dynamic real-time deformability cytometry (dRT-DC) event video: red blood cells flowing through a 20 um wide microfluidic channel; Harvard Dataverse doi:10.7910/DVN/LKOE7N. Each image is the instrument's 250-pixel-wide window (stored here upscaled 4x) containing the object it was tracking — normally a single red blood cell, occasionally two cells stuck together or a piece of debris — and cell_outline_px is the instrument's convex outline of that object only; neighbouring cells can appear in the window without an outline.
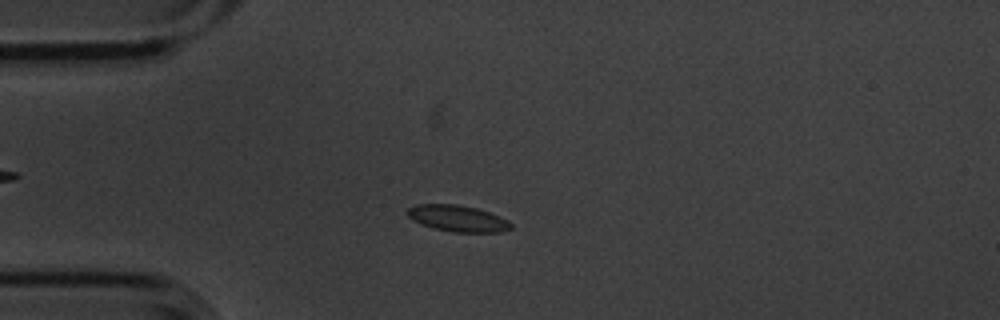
{"species": "common noctule bat (a hibernating species)", "species_latin": "Nyctalus noctula", "temperature_condition": "cold", "stored_images_in_passage": 55, "camera_frame_rate_fps": 3000, "um_per_image_px": 0.085, "animal": {"sex": "male", "body_mass_g": 20.1, "forearm_length_mm": 53.5}, "frame": {"image": 1, "passage_image": 13, "time_ms": 4.0, "image_size_px": [1000, 320], "cell_outline_px": [[512, 228], [500, 232], [452, 232], [432, 228], [420, 224], [412, 220], [408, 216], [408, 208], [416, 204], [456, 204], [476, 208], [488, 212], [508, 220], [512, 224]], "centroid_in_image_um": [38.88, 18.57], "position_along_channel_um": 46.1, "area_um2": 15.9}}
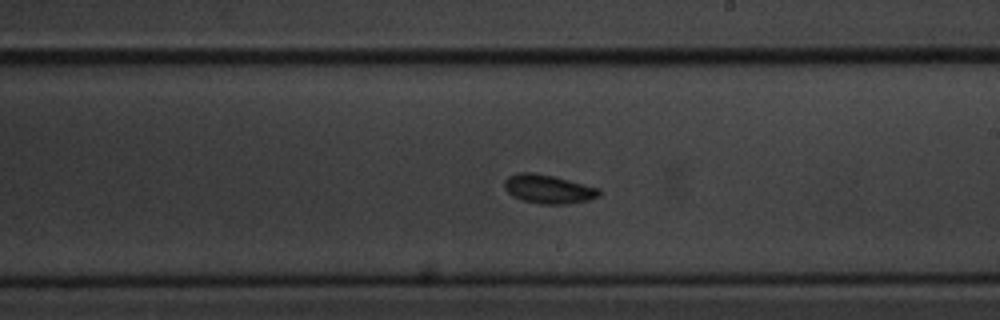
{"frame": {"image": 2, "passage_image": 31, "time_ms": 10.0, "image_size_px": [1000, 320], "cell_outline_px": [[600, 196], [588, 200], [564, 204], [540, 204], [520, 200], [512, 196], [504, 188], [504, 180], [508, 176], [516, 172], [532, 172], [552, 176], [600, 188]], "centroid_in_image_um": [46.57, 16.07], "position_along_channel_um": 242.4, "area_um2": 15.95}}
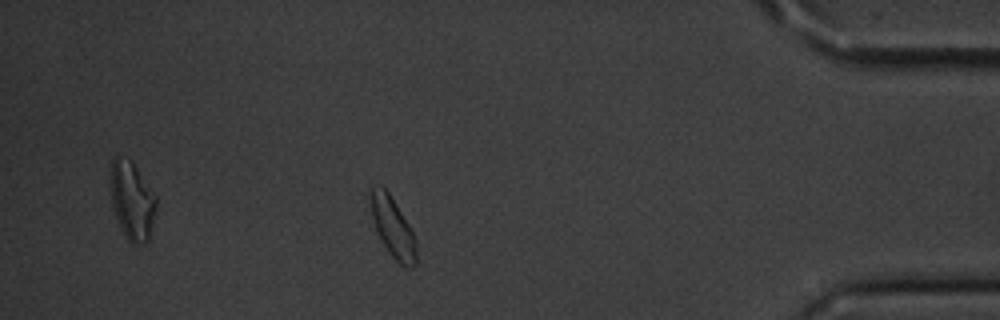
{"frame": {"image": 3, "passage_image": 48, "time_ms": 15.667, "image_size_px": [1000, 320], "cell_outline_px": [[416, 264], [412, 268], [404, 268], [392, 256], [384, 244], [376, 228], [372, 216], [368, 200], [368, 196], [372, 184], [380, 184], [388, 192], [408, 224], [416, 240]], "centroid_in_image_um": [33.36, 19.28], "position_along_channel_um": 401.8, "area_um2": 15.95}, "authors_computed_cell_mechanics": {"area_um2": 15.4904, "velocity_mm_per_s": 3.5299, "shape_relaxation_time_tau1_ms": 2.323, "shape_relaxation_time_tau2_ms": 3.5381, "deformation_change_tau1": 0.076, "deformation_change_tau2": 0.0623}}